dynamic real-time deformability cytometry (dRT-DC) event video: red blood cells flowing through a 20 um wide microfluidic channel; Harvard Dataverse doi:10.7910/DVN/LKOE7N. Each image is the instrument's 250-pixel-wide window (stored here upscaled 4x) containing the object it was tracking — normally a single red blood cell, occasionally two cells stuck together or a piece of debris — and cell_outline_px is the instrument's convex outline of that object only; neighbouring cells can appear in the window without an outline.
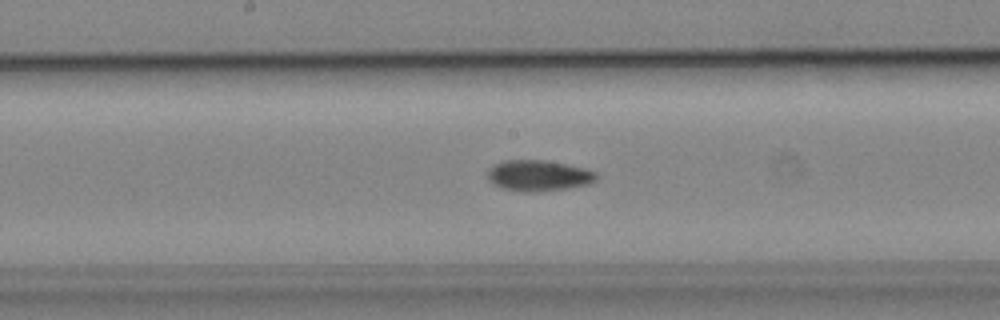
{"species": "common noctule bat (a hibernating species)", "species_latin": "Nyctalus noctula", "temperature_condition": "cold", "stored_images_in_passage": 36, "camera_frame_rate_fps": 3000, "um_per_image_px": 0.085, "animal": {"sex": "male", "body_mass_g": 19.2, "forearm_length_mm": 51.8}, "frame": {"image": 1, "passage_image": 21, "time_ms": 6.667, "image_size_px": [1000, 320], "cell_outline_px": [[596, 180], [588, 184], [568, 188], [524, 192], [520, 192], [504, 188], [488, 180], [488, 168], [492, 164], [504, 160], [544, 160], [568, 164], [584, 168], [596, 172]], "centroid_in_image_um": [45.75, 14.9], "position_along_channel_um": 202.4, "area_um2": 19.48}}